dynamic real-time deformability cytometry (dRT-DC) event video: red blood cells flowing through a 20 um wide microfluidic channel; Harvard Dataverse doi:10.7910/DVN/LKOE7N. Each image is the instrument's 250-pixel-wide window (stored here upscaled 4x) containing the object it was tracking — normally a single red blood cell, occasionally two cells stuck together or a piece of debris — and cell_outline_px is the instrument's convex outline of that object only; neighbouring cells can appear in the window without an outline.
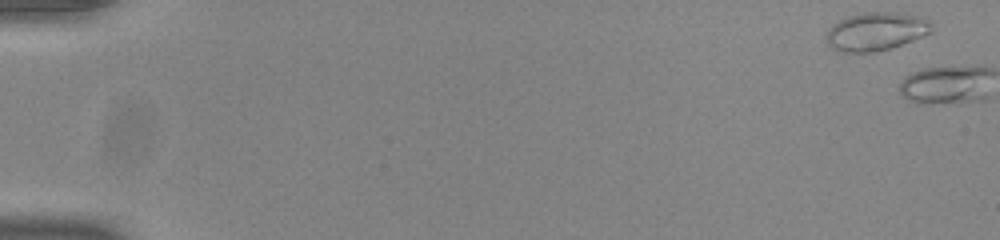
{"species": "common noctule bat (a hibernating species)", "species_latin": "Nyctalus noctula", "temperature_condition": "room temperature", "stored_images_in_passage": 2, "camera_frame_rate_fps": 3000, "um_per_image_px": 0.085, "animal": {"sex": "male", "body_mass_g": 20.0, "forearm_length_mm": 53.3}, "frame": {"image": 1, "passage_image": 1, "time_ms": 0.0, "image_size_px": [1000, 240], "cell_outline_px": [[932, 32], [924, 36], [892, 48], [876, 52], [844, 52], [832, 48], [824, 40], [828, 28], [832, 24], [848, 16], [864, 12], [900, 12], [924, 16], [932, 24]], "centroid_in_image_um": [74.48, 2.66], "position_along_channel_um": 10.5, "area_um2": 23.99}}